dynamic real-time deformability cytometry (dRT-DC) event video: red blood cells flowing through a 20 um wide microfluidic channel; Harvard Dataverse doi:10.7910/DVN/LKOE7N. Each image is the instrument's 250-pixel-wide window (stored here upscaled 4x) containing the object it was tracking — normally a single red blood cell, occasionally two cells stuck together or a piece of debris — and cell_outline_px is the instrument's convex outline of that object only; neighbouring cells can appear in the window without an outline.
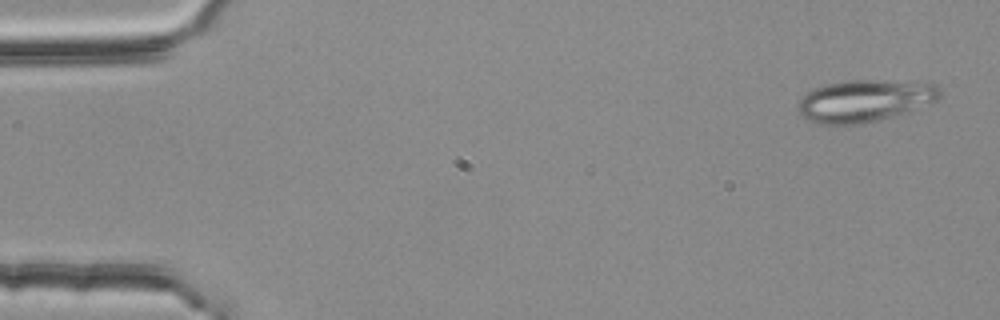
{"species": "common noctule bat (a hibernating species)", "species_latin": "Nyctalus noctula", "temperature_condition": "room temperature", "stored_images_in_passage": 3, "camera_frame_rate_fps": 3000, "um_per_image_px": 0.085, "animal": {"sex": "female", "body_mass_g": 25.1}, "frame": {"image": 1, "passage_image": 1, "time_ms": 0.0, "image_size_px": [1000, 320], "cell_outline_px": [[940, 96], [936, 100], [908, 112], [860, 124], [820, 124], [796, 116], [800, 100], [812, 88], [828, 84], [848, 80], [872, 80], [940, 84]], "centroid_in_image_um": [73.46, 8.57], "position_along_channel_um": 11.5, "area_um2": 34.62}}